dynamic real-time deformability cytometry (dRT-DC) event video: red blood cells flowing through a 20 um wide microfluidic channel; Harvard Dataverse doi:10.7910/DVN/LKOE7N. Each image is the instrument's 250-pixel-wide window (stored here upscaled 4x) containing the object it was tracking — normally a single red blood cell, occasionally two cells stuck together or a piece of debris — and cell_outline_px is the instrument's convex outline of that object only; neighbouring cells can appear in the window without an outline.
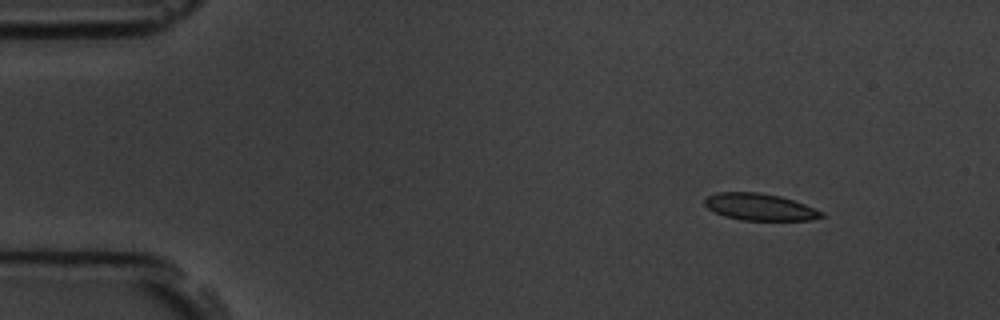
{"species": "common noctule bat (a hibernating species)", "species_latin": "Nyctalus noctula", "temperature_condition": "room temperature", "stored_images_in_passage": 4, "camera_frame_rate_fps": 3000, "um_per_image_px": 0.085, "animal": {"sex": "male", "body_mass_g": 19.5, "forearm_length_mm": 54.6}, "frame": {"image": 1, "passage_image": 1, "time_ms": 0.0, "image_size_px": [1000, 320], "cell_outline_px": [[824, 216], [812, 220], [740, 220], [724, 216], [708, 208], [704, 204], [704, 200], [708, 196], [716, 192], [760, 192], [780, 196], [804, 204], [824, 212]], "centroid_in_image_um": [64.58, 17.59], "position_along_channel_um": 20.4, "area_um2": 18.26}}
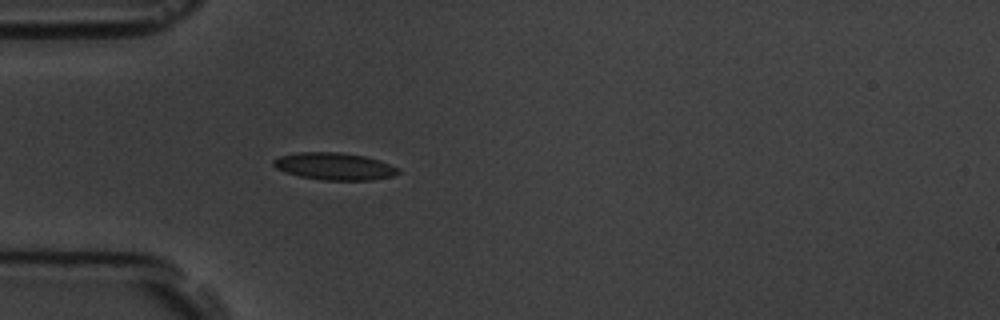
{"frame": {"image": 2, "passage_image": 4, "time_ms": 3.333, "image_size_px": [1000, 320], "cell_outline_px": [[400, 172], [392, 176], [372, 180], [320, 180], [300, 176], [284, 172], [276, 168], [272, 164], [272, 160], [280, 156], [296, 152], [340, 152], [364, 156], [380, 160], [400, 168]], "centroid_in_image_um": [28.42, 14.13], "position_along_channel_um": 56.6, "area_um2": 19.94}}